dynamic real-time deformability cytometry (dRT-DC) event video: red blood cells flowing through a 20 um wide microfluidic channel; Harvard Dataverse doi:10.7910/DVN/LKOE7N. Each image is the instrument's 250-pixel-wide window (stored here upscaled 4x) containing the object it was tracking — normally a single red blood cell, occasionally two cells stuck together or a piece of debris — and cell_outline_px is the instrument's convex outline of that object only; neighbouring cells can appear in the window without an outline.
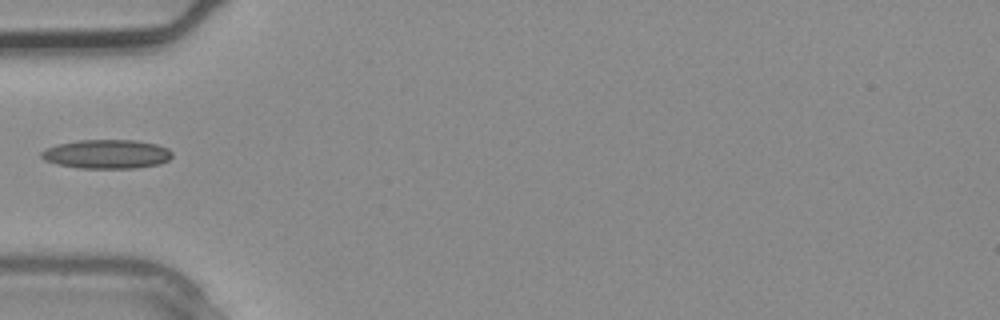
{"species": "common noctule bat (a hibernating species)", "species_latin": "Nyctalus noctula", "temperature_condition": "warm", "stored_images_in_passage": 1, "camera_frame_rate_fps": 3000, "um_per_image_px": 0.085, "animal": {"sex": "male", "body_mass_g": 20.4}, "frame": {"image": 1, "passage_image": 1, "time_ms": 0.0, "image_size_px": [1000, 320], "cell_outline_px": [[172, 156], [168, 160], [160, 164], [136, 168], [80, 168], [56, 164], [44, 160], [40, 156], [40, 152], [44, 148], [56, 144], [80, 140], [136, 140], [156, 144], [168, 148], [172, 152]], "centroid_in_image_um": [9.05, 13.09], "position_along_channel_um": 76.0, "area_um2": 22.31}}